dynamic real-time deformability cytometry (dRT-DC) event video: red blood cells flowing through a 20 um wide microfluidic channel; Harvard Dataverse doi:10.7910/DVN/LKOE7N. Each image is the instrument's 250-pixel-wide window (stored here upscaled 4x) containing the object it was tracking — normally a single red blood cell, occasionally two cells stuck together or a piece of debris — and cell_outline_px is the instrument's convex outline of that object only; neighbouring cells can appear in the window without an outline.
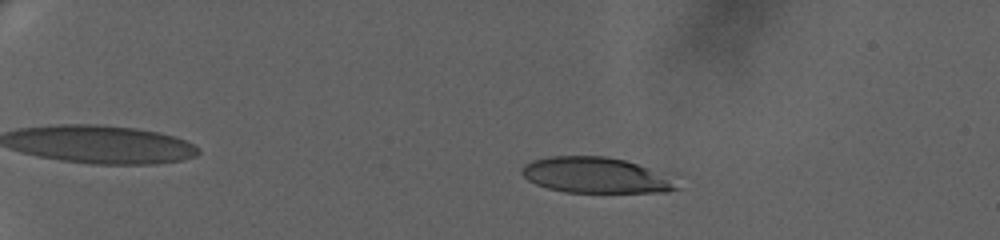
{"species": "human", "species_latin": "Homo sapiens", "temperature_condition": "warm", "stored_images_in_passage": 67, "camera_frame_rate_fps": 3000, "um_per_image_px": 0.085, "donor": {"sex": "female"}, "frame": {"image": 1, "passage_image": 15, "time_ms": 4.667, "image_size_px": [1000, 240], "cell_outline_px": [[680, 188], [668, 192], [564, 192], [548, 188], [536, 184], [528, 180], [520, 172], [520, 168], [524, 164], [532, 160], [548, 156], [604, 156], [672, 168], [680, 172]], "centroid_in_image_um": [50.98, 14.87], "position_along_channel_um": 34.0, "area_um2": 34.56}}
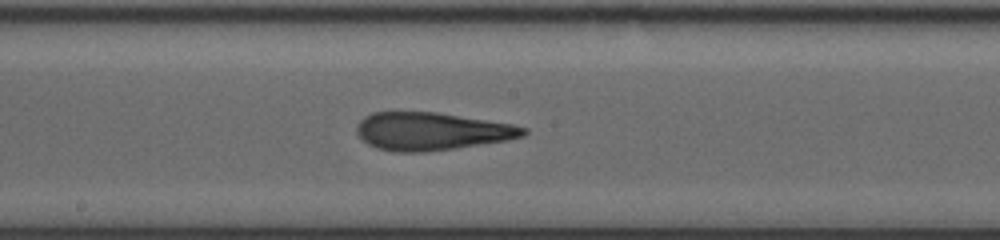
{"frame": {"image": 2, "passage_image": 41, "time_ms": 13.333, "image_size_px": [1000, 240], "cell_outline_px": [[528, 132], [524, 136], [508, 140], [424, 152], [396, 152], [376, 148], [368, 144], [356, 132], [356, 124], [364, 116], [372, 112], [436, 112], [512, 124], [528, 128]], "centroid_in_image_um": [36.66, 11.15], "position_along_channel_um": 211.5, "area_um2": 36.59}}
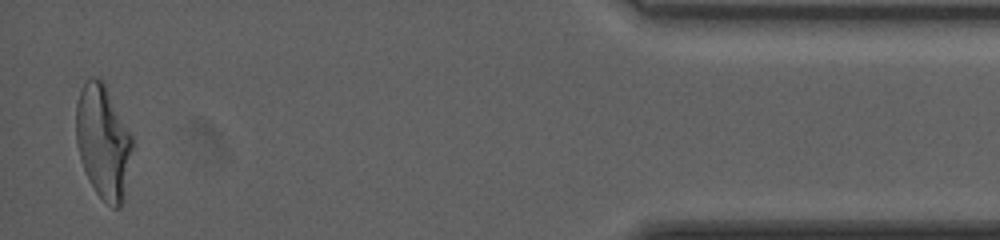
{"frame": {"image": 3, "passage_image": 66, "time_ms": 21.667, "image_size_px": [1000, 240], "cell_outline_px": [[136, 144], [124, 200], [120, 208], [112, 208], [96, 192], [88, 180], [80, 160], [76, 144], [76, 104], [80, 88], [84, 80], [92, 76], [96, 76], [104, 80]], "centroid_in_image_um": [8.8, 12.04], "position_along_channel_um": 426.4, "area_um2": 38.61}, "authors_computed_cell_mechanics": {"area_um2": 36.2984, "velocity_mm_per_s": 3.2798, "shape_relaxation_time_tau1_ms": 8.1455, "shape_relaxation_time_tau2_ms": 2.2114, "deformation_change_tau1": 0.2902, "deformation_change_tau2": 0.1262}}